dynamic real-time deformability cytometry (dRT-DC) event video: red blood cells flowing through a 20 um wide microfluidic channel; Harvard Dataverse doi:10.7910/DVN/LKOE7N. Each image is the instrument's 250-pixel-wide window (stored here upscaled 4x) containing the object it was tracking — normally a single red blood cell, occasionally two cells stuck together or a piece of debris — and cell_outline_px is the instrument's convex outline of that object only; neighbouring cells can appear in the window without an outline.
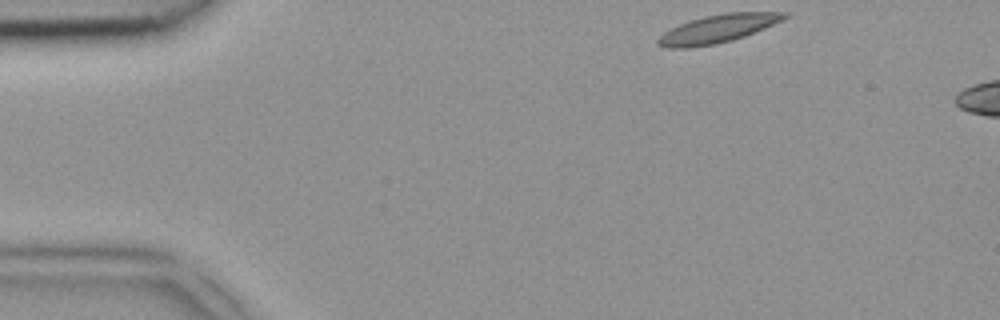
{"species": "common noctule bat (a hibernating species)", "species_latin": "Nyctalus noctula", "temperature_condition": "room temperature", "stored_images_in_passage": 35, "camera_frame_rate_fps": 3000, "um_per_image_px": 0.085, "animal": {"sex": "female", "body_mass_g": 18.4}, "frame": {"image": 1, "passage_image": 1, "time_ms": 0.0, "image_size_px": [1000, 320], "cell_outline_px": [[788, 16], [764, 28], [744, 36], [732, 40], [716, 44], [688, 48], [664, 48], [656, 44], [656, 40], [664, 32], [680, 24], [704, 16], [724, 12], [788, 12]], "centroid_in_image_um": [60.96, 2.45], "position_along_channel_um": 24.0, "area_um2": 20.52}}
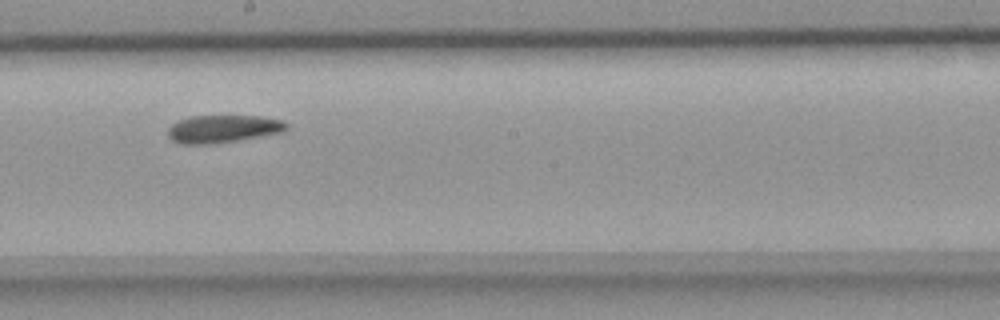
{"frame": {"image": 2, "passage_image": 21, "time_ms": 6.667, "image_size_px": [1000, 320], "cell_outline_px": [[288, 128], [280, 132], [236, 140], [208, 144], [180, 144], [172, 140], [168, 136], [168, 128], [172, 124], [180, 120], [192, 116], [260, 116], [280, 120], [288, 124]], "centroid_in_image_um": [18.91, 10.95], "position_along_channel_um": 229.3, "area_um2": 18.79}}
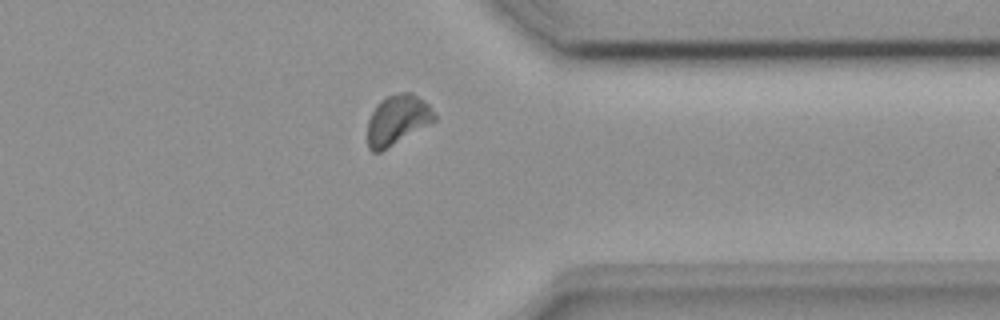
{"frame": {"image": 3, "passage_image": 32, "time_ms": 10.333, "image_size_px": [1000, 320], "cell_outline_px": [[436, 120], [380, 152], [372, 152], [368, 148], [368, 120], [376, 104], [380, 100], [388, 96], [400, 92], [412, 92], [424, 100], [428, 104], [436, 116]], "centroid_in_image_um": [33.77, 10.17], "position_along_channel_um": 377.6, "area_um2": 19.31}}